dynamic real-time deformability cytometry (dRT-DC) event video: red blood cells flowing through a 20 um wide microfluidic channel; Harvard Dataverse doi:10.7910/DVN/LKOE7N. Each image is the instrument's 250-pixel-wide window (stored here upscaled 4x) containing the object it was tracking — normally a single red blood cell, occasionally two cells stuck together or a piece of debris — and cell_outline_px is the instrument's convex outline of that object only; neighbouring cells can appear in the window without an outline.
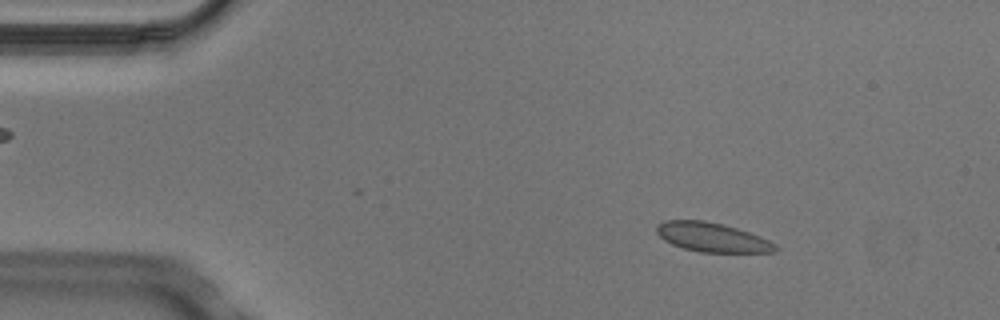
{"species": "Egyptian fruit bat (a non-hibernating species)", "species_latin": "Rousettus aegyptiacus", "temperature_condition": "cold", "stored_images_in_passage": 3, "camera_frame_rate_fps": 3000, "um_per_image_px": 0.085, "animal": {"sex": "male"}, "frame": {"image": 1, "passage_image": 1, "time_ms": 0.0, "image_size_px": [1000, 320], "cell_outline_px": [[780, 248], [776, 252], [700, 252], [684, 248], [672, 244], [664, 240], [656, 232], [656, 224], [664, 220], [704, 220], [736, 228], [760, 236], [776, 244]], "centroid_in_image_um": [60.53, 20.17], "position_along_channel_um": 24.5, "area_um2": 20.17}}